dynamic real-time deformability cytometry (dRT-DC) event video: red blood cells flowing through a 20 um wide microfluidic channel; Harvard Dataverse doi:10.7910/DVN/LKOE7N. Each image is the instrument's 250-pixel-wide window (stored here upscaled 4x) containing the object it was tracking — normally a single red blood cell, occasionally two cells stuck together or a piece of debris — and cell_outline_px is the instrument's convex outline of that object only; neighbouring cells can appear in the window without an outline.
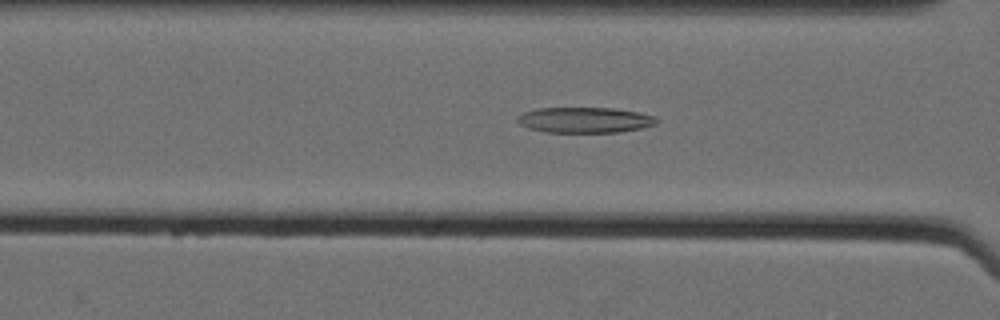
{"species": "Egyptian fruit bat (a non-hibernating species)", "species_latin": "Rousettus aegyptiacus", "temperature_condition": "cold", "stored_images_in_passage": 45, "camera_frame_rate_fps": 3000, "um_per_image_px": 0.085, "animal": {"sex": "female"}, "frame": {"image": 1, "passage_image": 28, "time_ms": 9.0, "image_size_px": [1000, 320], "cell_outline_px": [[660, 120], [656, 124], [640, 128], [620, 132], [544, 132], [528, 128], [520, 124], [516, 120], [516, 116], [524, 112], [536, 108], [612, 108], [640, 112], [656, 116]], "centroid_in_image_um": [49.71, 10.19], "position_along_channel_um": 116.9, "area_um2": 20.92}}
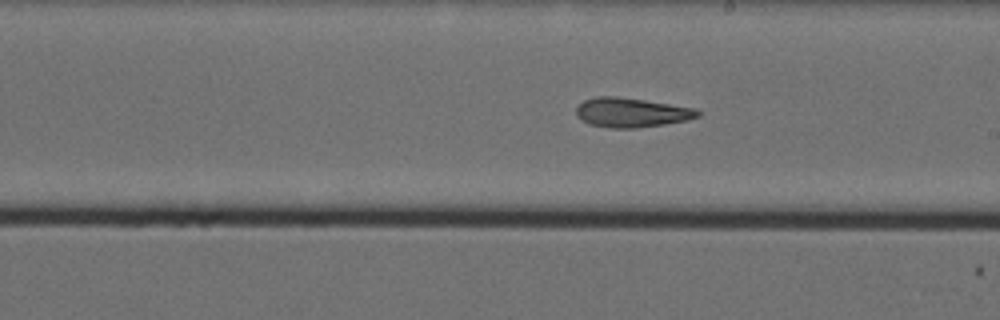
{"frame": {"image": 2, "passage_image": 38, "time_ms": 12.333, "image_size_px": [1000, 320], "cell_outline_px": [[700, 116], [688, 120], [664, 124], [636, 128], [608, 128], [588, 124], [580, 120], [576, 116], [576, 108], [584, 100], [596, 96], [616, 96], [644, 100], [696, 108], [700, 112]], "centroid_in_image_um": [53.65, 9.57], "position_along_channel_um": 235.4, "area_um2": 20.98}}
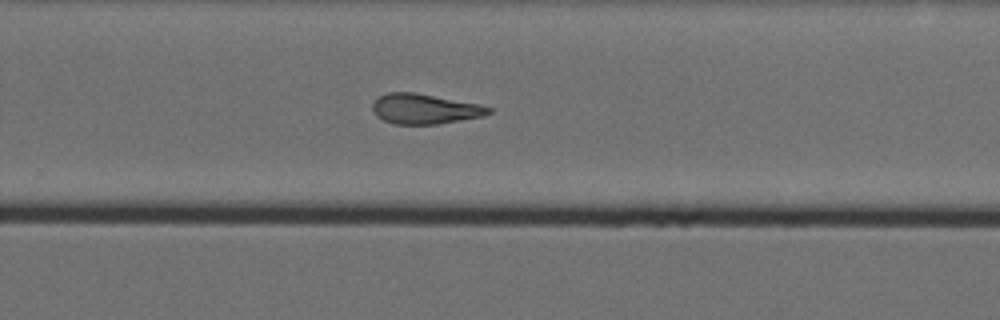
{"frame": {"image": 3, "passage_image": 43, "time_ms": 14.0, "image_size_px": [1000, 320], "cell_outline_px": [[492, 112], [484, 116], [436, 124], [392, 124], [376, 116], [372, 108], [372, 104], [380, 96], [388, 92], [416, 92], [480, 104], [492, 108]], "centroid_in_image_um": [36.11, 9.25], "position_along_channel_um": 293.7, "area_um2": 20.4}}